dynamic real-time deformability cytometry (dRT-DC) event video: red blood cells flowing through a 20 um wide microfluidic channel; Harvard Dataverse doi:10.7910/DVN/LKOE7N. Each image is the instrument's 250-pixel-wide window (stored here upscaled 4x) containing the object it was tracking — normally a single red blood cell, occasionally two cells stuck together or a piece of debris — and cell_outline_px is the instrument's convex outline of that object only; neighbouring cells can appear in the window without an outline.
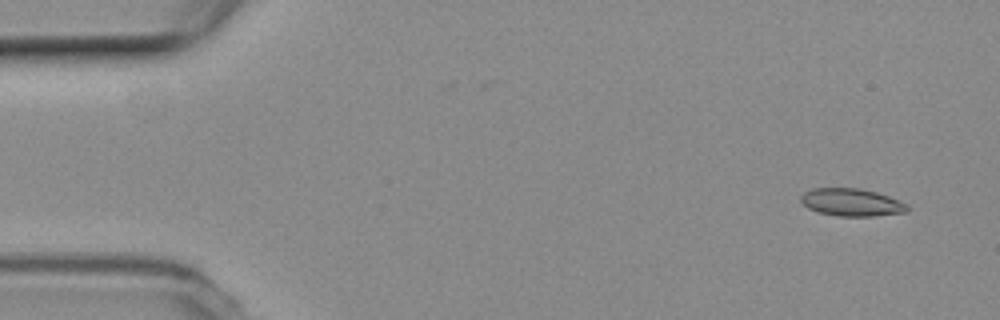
{"species": "common noctule bat (a hibernating species)", "species_latin": "Nyctalus noctula", "temperature_condition": "room temperature", "stored_images_in_passage": 9, "camera_frame_rate_fps": 3000, "um_per_image_px": 0.085, "animal": {"sex": "female", "body_mass_g": 19.3, "forearm_length_mm": 54.1}, "frame": {"image": 1, "passage_image": 1, "time_ms": 0.0, "image_size_px": [1000, 320], "cell_outline_px": [[908, 212], [872, 216], [836, 216], [820, 212], [808, 208], [800, 200], [800, 196], [804, 192], [812, 188], [860, 188], [876, 192], [888, 196], [908, 204]], "centroid_in_image_um": [72.38, 17.19], "position_along_channel_um": 12.6, "area_um2": 17.11}}